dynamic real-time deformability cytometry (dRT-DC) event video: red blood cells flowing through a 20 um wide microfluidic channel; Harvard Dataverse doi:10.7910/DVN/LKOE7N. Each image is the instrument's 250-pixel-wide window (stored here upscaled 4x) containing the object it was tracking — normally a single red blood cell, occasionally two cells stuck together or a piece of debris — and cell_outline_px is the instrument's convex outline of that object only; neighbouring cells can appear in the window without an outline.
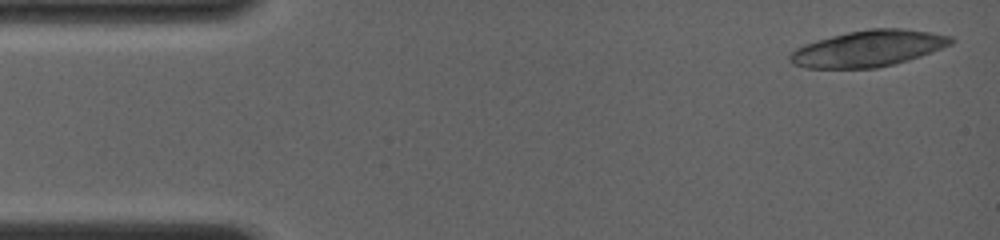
{"species": "common noctule bat (a hibernating species)", "species_latin": "Nyctalus noctula", "temperature_condition": "room temperature", "stored_images_in_passage": 2, "camera_frame_rate_fps": 4000, "um_per_image_px": 0.085, "animal": {"sex": "female", "body_mass_g": 19.0, "forearm_length_mm": 56.7}, "frame": {"image": 1, "passage_image": 1, "time_ms": 0.0, "image_size_px": [1000, 240], "cell_outline_px": [[956, 40], [952, 44], [908, 60], [876, 68], [804, 68], [792, 64], [788, 60], [788, 56], [796, 48], [804, 44], [816, 40], [848, 32], [868, 28], [900, 28], [932, 32], [952, 36]], "centroid_in_image_um": [73.79, 4.12], "position_along_channel_um": 11.2, "area_um2": 34.04}}